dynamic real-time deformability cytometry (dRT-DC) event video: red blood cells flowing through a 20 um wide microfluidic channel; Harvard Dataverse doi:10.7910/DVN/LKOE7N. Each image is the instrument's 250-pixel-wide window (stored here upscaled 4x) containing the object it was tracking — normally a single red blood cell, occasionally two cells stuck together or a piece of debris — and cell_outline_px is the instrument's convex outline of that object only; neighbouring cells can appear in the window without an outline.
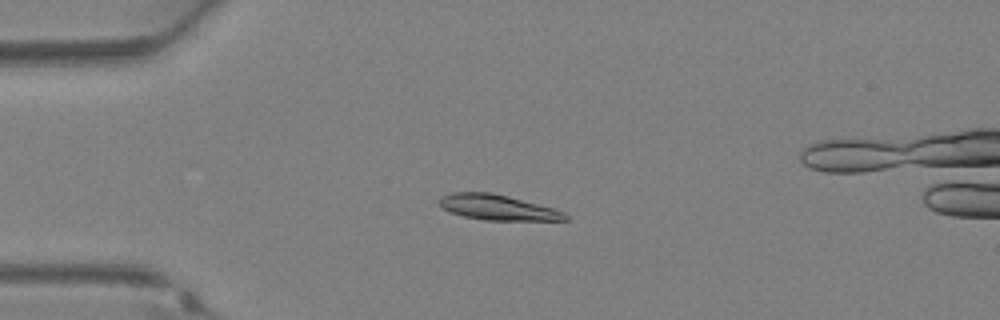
{"species": "Egyptian fruit bat (a non-hibernating species)", "species_latin": "Rousettus aegyptiacus", "temperature_condition": "warm", "stored_images_in_passage": 38, "camera_frame_rate_fps": 3000, "um_per_image_px": 0.085, "animal": {"sex": "female"}, "frame": {"image": 1, "passage_image": 10, "time_ms": 3.0, "image_size_px": [1000, 320], "cell_outline_px": [[568, 220], [484, 220], [464, 216], [452, 212], [444, 208], [440, 204], [440, 196], [452, 192], [492, 192], [556, 208], [564, 212], [568, 216]], "centroid_in_image_um": [42.34, 17.62], "position_along_channel_um": 42.7, "area_um2": 18.55}}
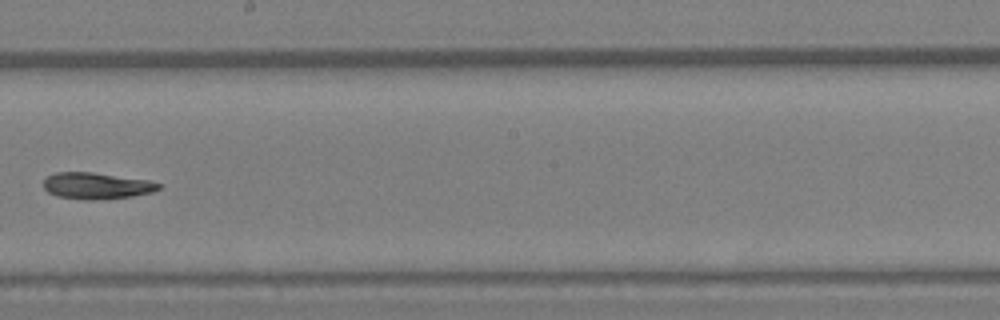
{"frame": {"image": 2, "passage_image": 22, "time_ms": 7.0, "image_size_px": [1000, 320], "cell_outline_px": [[160, 188], [152, 192], [132, 196], [92, 200], [84, 200], [56, 196], [48, 192], [44, 188], [44, 180], [48, 176], [56, 172], [92, 172], [148, 180], [160, 184]], "centroid_in_image_um": [8.18, 15.79], "position_along_channel_um": 240.0, "area_um2": 17.63}}
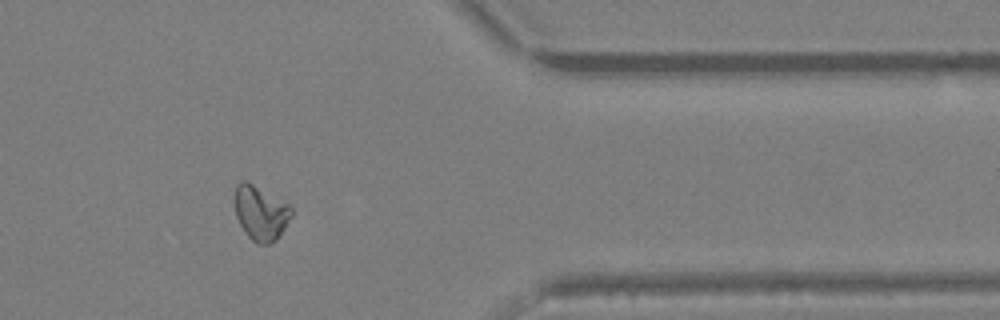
{"frame": {"image": 3, "passage_image": 31, "time_ms": 10.0, "image_size_px": [1000, 320], "cell_outline_px": [[292, 216], [276, 240], [268, 244], [256, 244], [244, 232], [236, 216], [236, 184], [240, 180], [244, 180], [252, 184], [288, 204], [292, 208]], "centroid_in_image_um": [22.16, 18.12], "position_along_channel_um": 389.2, "area_um2": 17.69}}